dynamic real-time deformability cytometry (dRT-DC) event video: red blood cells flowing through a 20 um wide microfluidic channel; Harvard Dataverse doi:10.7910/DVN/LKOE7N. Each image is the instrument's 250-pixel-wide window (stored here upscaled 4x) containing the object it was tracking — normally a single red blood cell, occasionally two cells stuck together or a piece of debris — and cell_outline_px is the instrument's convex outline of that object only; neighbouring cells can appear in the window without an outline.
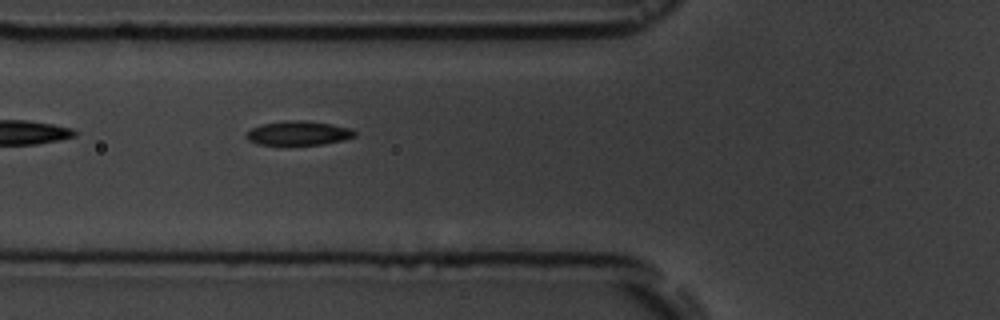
{"species": "common noctule bat (a hibernating species)", "species_latin": "Nyctalus noctula", "temperature_condition": "room temperature", "stored_images_in_passage": 7, "camera_frame_rate_fps": 3000, "um_per_image_px": 0.085, "animal": {"sex": "male", "body_mass_g": 19.5, "forearm_length_mm": 54.6}, "frame": {"image": 1, "passage_image": 6, "time_ms": 5.667, "image_size_px": [1000, 320], "cell_outline_px": [[356, 136], [344, 140], [324, 144], [256, 144], [248, 140], [244, 136], [252, 128], [260, 124], [288, 120], [308, 120], [332, 124], [352, 128], [356, 132]], "centroid_in_image_um": [25.39, 11.3], "position_along_channel_um": 100.4, "area_um2": 15.37}}
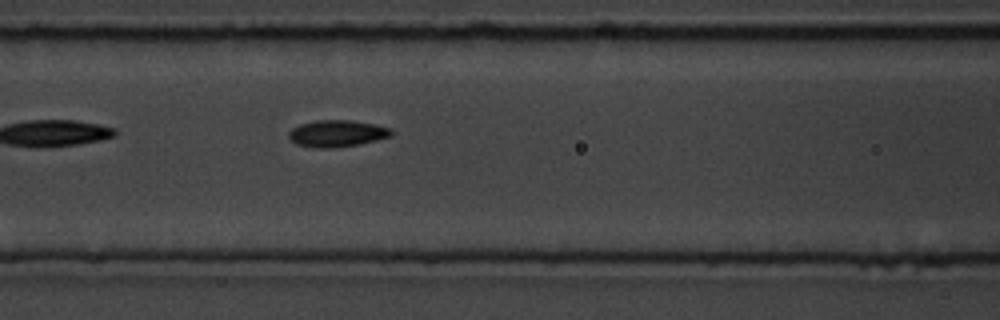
{"frame": {"image": 2, "passage_image": 7, "time_ms": 6.667, "image_size_px": [1000, 320], "cell_outline_px": [[392, 136], [360, 144], [332, 148], [312, 148], [296, 144], [288, 136], [288, 132], [292, 128], [300, 124], [316, 120], [348, 120], [372, 124], [392, 128]], "centroid_in_image_um": [28.62, 11.35], "position_along_channel_um": 138.0, "area_um2": 16.01}}